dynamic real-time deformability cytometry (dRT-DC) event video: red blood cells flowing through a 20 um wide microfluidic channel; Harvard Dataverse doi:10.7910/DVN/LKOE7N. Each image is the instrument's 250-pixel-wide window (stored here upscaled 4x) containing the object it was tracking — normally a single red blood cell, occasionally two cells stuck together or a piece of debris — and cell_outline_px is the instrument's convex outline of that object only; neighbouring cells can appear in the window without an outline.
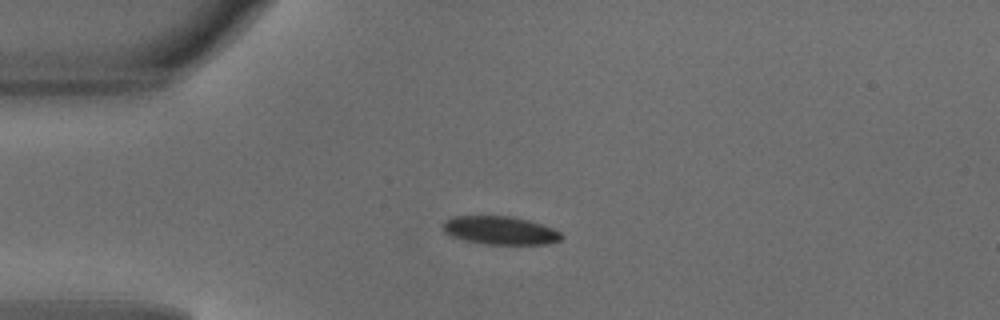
{"species": "common noctule bat (a hibernating species)", "species_latin": "Nyctalus noctula", "temperature_condition": "warm", "stored_images_in_passage": 37, "camera_frame_rate_fps": 3000, "um_per_image_px": 0.085, "animal": {"sex": "male", "body_mass_g": 18.8}, "frame": {"image": 1, "passage_image": 1, "time_ms": 0.0, "image_size_px": [1000, 320], "cell_outline_px": [[564, 236], [560, 240], [548, 244], [484, 244], [464, 240], [452, 236], [444, 232], [440, 224], [444, 220], [452, 216], [512, 216], [528, 220], [552, 228], [560, 232]], "centroid_in_image_um": [42.47, 19.58], "position_along_channel_um": 42.5, "area_um2": 19.65}}
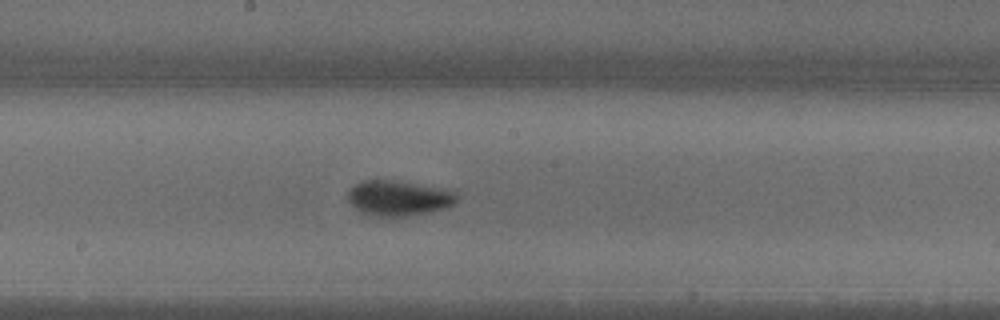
{"frame": {"image": 2, "passage_image": 15, "time_ms": 4.667, "image_size_px": [1000, 320], "cell_outline_px": [[456, 200], [452, 204], [444, 208], [428, 212], [404, 216], [368, 216], [360, 212], [348, 200], [348, 192], [356, 184], [364, 180], [396, 180], [444, 188], [456, 192]], "centroid_in_image_um": [33.86, 16.83], "position_along_channel_um": 214.3, "area_um2": 22.25}}
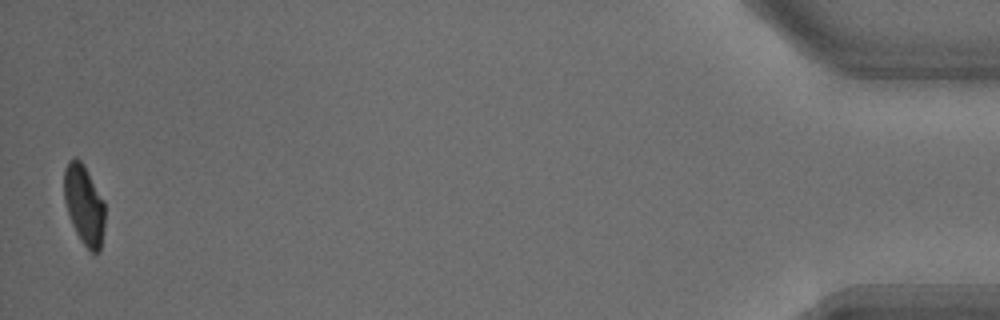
{"frame": {"image": 3, "passage_image": 37, "time_ms": 12.0, "image_size_px": [1000, 320], "cell_outline_px": [[104, 228], [100, 252], [92, 252], [80, 240], [72, 224], [64, 200], [64, 168], [68, 160], [80, 160], [104, 200]], "centroid_in_image_um": [7.15, 17.44], "position_along_channel_um": 428.1, "area_um2": 18.67}, "authors_computed_cell_mechanics": {"area_um2": 21.0392, "velocity_mm_per_s": 4.1524, "shape_relaxation_time_tau1_ms": 2.5826, "shape_relaxation_time_tau2_ms": null, "deformation_change_tau1": 0.1314, "deformation_change_tau2": null}}